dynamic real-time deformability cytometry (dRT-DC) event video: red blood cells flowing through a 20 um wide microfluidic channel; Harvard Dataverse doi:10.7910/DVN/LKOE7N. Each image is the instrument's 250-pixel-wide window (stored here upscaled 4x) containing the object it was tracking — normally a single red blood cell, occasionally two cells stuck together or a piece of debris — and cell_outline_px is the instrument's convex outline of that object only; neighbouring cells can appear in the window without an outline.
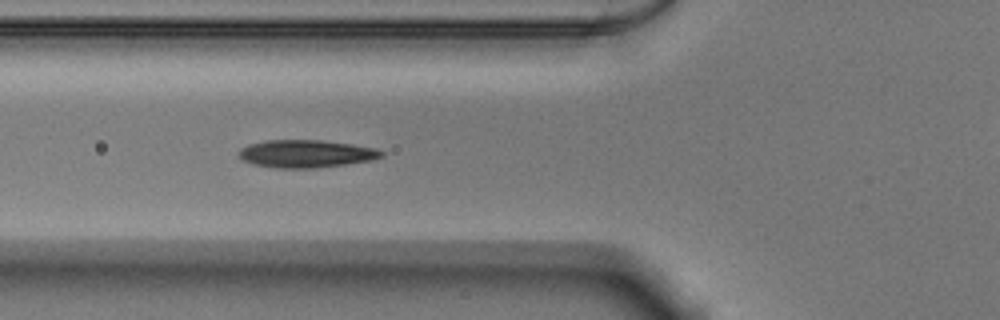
{"species": "Egyptian fruit bat (a non-hibernating species)", "species_latin": "Rousettus aegyptiacus", "temperature_condition": "warm", "stored_images_in_passage": 18, "camera_frame_rate_fps": 3000, "um_per_image_px": 0.085, "animal": {"sex": "male"}, "frame": {"image": 1, "passage_image": 6, "time_ms": 1.667, "image_size_px": [1000, 320], "cell_outline_px": [[384, 156], [372, 160], [316, 168], [276, 168], [252, 164], [244, 160], [240, 156], [240, 148], [248, 144], [268, 140], [320, 140], [352, 144], [376, 148], [384, 152]], "centroid_in_image_um": [26.03, 13.06], "position_along_channel_um": 99.8, "area_um2": 22.95}}
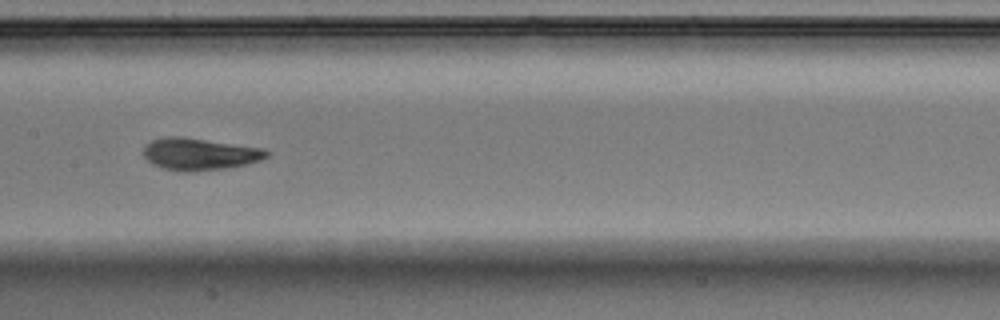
{"frame": {"image": 2, "passage_image": 13, "time_ms": 4.0, "image_size_px": [1000, 320], "cell_outline_px": [[268, 156], [260, 160], [248, 164], [224, 168], [188, 172], [180, 172], [160, 168], [152, 164], [144, 156], [144, 148], [152, 140], [168, 136], [180, 136], [264, 148], [268, 152]], "centroid_in_image_um": [16.95, 13.1], "position_along_channel_um": 190.4, "area_um2": 22.95}}